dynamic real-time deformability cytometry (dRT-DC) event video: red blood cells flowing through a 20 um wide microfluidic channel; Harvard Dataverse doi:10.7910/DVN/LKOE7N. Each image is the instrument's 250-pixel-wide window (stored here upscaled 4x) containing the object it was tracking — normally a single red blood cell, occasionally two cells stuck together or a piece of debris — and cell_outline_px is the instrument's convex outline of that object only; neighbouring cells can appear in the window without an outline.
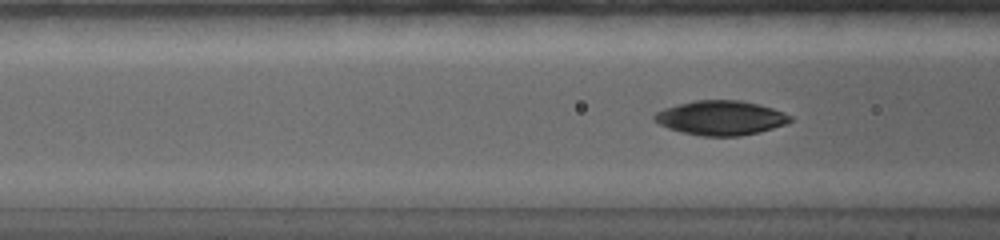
{"species": "common noctule bat (a hibernating species)", "species_latin": "Nyctalus noctula", "temperature_condition": "warm", "stored_images_in_passage": 28, "camera_frame_rate_fps": 5000, "um_per_image_px": 0.085, "animal": {"sex": "female", "body_mass_g": 19.0, "forearm_length_mm": 56.7}, "frame": {"image": 1, "passage_image": 7, "time_ms": 1.0, "image_size_px": [1000, 240], "cell_outline_px": [[792, 120], [784, 124], [760, 132], [740, 136], [700, 136], [680, 132], [668, 128], [652, 120], [652, 116], [656, 112], [664, 108], [692, 100], [740, 100], [760, 104], [784, 112], [792, 116]], "centroid_in_image_um": [61.23, 10.02], "position_along_channel_um": 105.4, "area_um2": 27.46}}
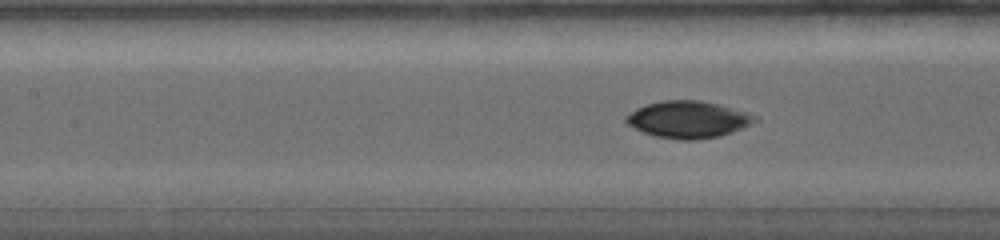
{"frame": {"image": 2, "passage_image": 15, "time_ms": 2.2, "image_size_px": [1000, 240], "cell_outline_px": [[760, 120], [744, 128], [720, 136], [696, 140], [676, 140], [652, 136], [628, 124], [624, 120], [624, 116], [636, 108], [648, 104], [664, 100], [700, 100], [720, 104], [748, 112], [760, 116]], "centroid_in_image_um": [58.55, 10.16], "position_along_channel_um": 148.9, "area_um2": 28.21}}
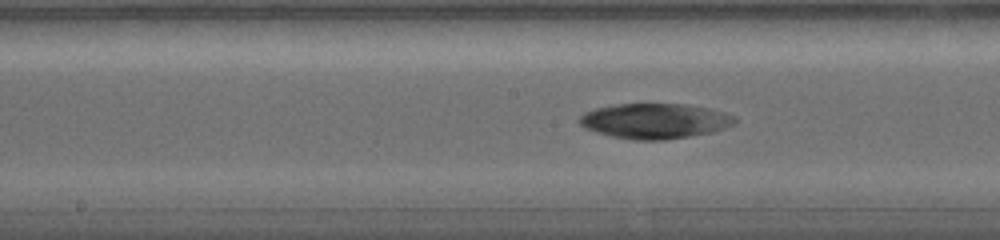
{"frame": {"image": 3, "passage_image": 23, "time_ms": 3.4, "image_size_px": [1000, 240], "cell_outline_px": [[740, 120], [736, 124], [712, 132], [664, 140], [632, 140], [612, 136], [596, 132], [584, 128], [576, 120], [584, 112], [596, 108], [616, 104], [688, 104], [708, 108], [724, 112], [736, 116]], "centroid_in_image_um": [55.68, 10.28], "position_along_channel_um": 192.5, "area_um2": 32.14}}